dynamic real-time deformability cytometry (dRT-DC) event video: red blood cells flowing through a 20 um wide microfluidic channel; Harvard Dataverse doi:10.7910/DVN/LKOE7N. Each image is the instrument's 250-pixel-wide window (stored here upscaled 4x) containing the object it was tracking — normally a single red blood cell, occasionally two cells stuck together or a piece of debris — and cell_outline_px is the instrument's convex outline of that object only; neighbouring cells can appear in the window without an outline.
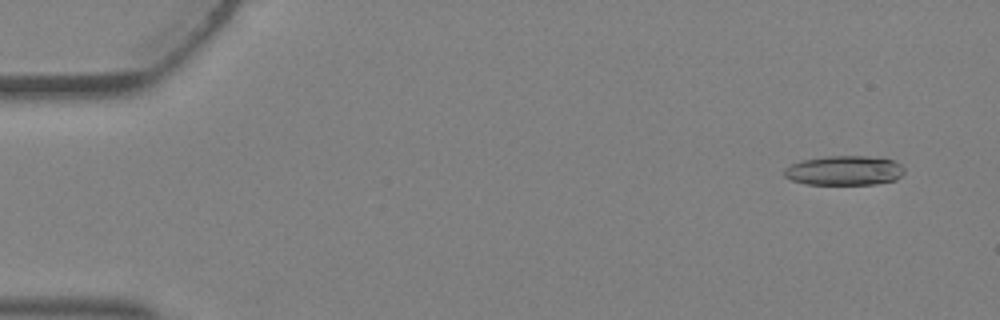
{"species": "Egyptian fruit bat (a non-hibernating species)", "species_latin": "Rousettus aegyptiacus", "temperature_condition": "warm", "stored_images_in_passage": 5, "camera_frame_rate_fps": 3000, "um_per_image_px": 0.085, "animal": {"sex": "female"}, "frame": {"image": 1, "passage_image": 1, "time_ms": 0.0, "image_size_px": [1000, 320], "cell_outline_px": [[904, 172], [896, 180], [876, 184], [804, 184], [792, 180], [784, 176], [784, 168], [800, 160], [828, 156], [868, 156], [892, 160], [900, 164], [904, 168]], "centroid_in_image_um": [71.75, 14.49], "position_along_channel_um": 13.2, "area_um2": 20.69}}
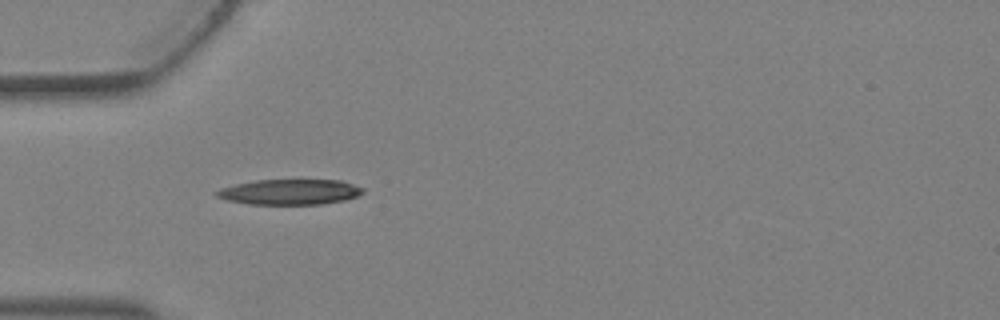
{"frame": {"image": 2, "passage_image": 4, "time_ms": 1.0, "image_size_px": [1000, 320], "cell_outline_px": [[364, 192], [356, 196], [344, 200], [320, 204], [248, 204], [228, 200], [216, 196], [212, 192], [220, 188], [236, 184], [256, 180], [344, 180], [364, 188]], "centroid_in_image_um": [24.63, 16.31], "position_along_channel_um": 60.4, "area_um2": 21.68}}
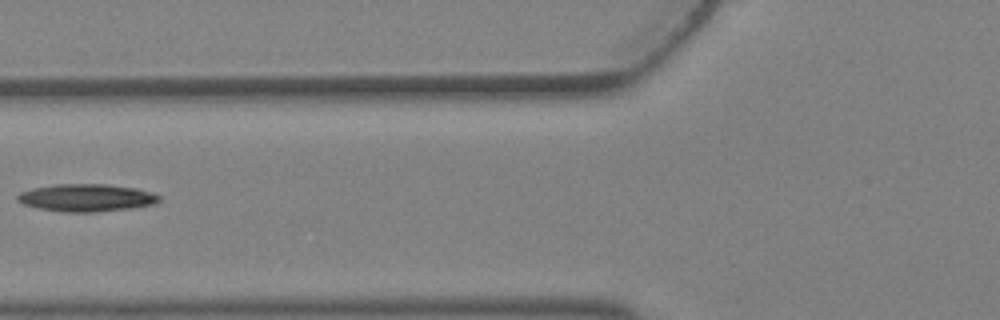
{"frame": {"image": 3, "passage_image": 5, "time_ms": 1.333, "image_size_px": [1000, 320], "cell_outline_px": [[160, 200], [156, 204], [132, 208], [92, 212], [64, 212], [40, 208], [24, 204], [16, 200], [16, 196], [20, 192], [32, 188], [56, 184], [104, 184], [136, 188], [152, 192], [160, 196]], "centroid_in_image_um": [7.36, 16.8], "position_along_channel_um": 118.4, "area_um2": 22.72}}